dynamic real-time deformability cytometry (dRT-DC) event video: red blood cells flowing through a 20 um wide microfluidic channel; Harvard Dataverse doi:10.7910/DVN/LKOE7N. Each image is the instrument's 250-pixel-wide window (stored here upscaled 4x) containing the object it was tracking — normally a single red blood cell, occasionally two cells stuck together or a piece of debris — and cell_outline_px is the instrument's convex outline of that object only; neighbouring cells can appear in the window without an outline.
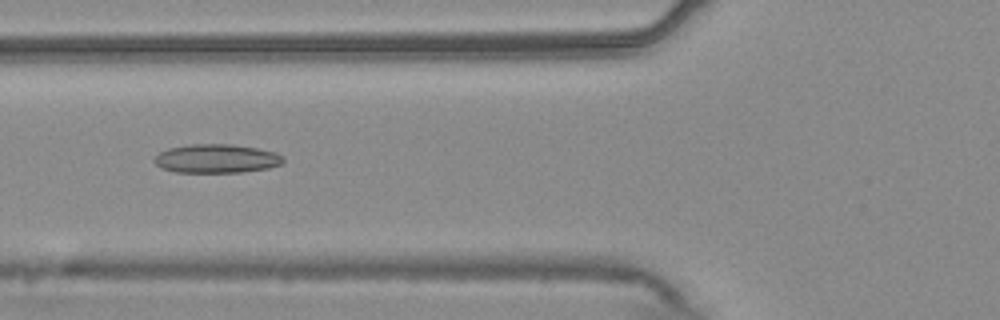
{"species": "common noctule bat (a hibernating species)", "species_latin": "Nyctalus noctula", "temperature_condition": "warm", "stored_images_in_passage": 54, "camera_frame_rate_fps": 3000, "um_per_image_px": 0.085, "animal": {"sex": "male", "body_mass_g": 20.4}, "frame": {"image": 1, "passage_image": 21, "time_ms": 6.667, "image_size_px": [1000, 320], "cell_outline_px": [[284, 160], [280, 164], [268, 168], [240, 172], [176, 172], [160, 168], [152, 160], [160, 152], [168, 148], [188, 144], [232, 144], [256, 148], [276, 152], [284, 156]], "centroid_in_image_um": [18.38, 13.47], "position_along_channel_um": 107.4, "area_um2": 21.68}}
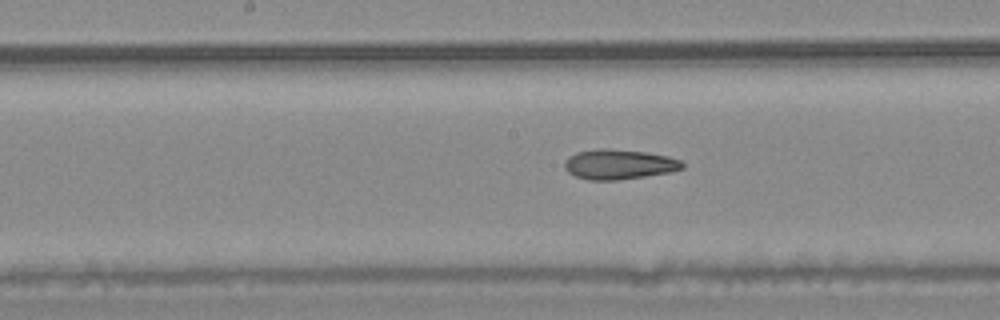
{"frame": {"image": 2, "passage_image": 28, "time_ms": 9.0, "image_size_px": [1000, 320], "cell_outline_px": [[684, 168], [672, 172], [616, 180], [588, 180], [576, 176], [568, 172], [564, 168], [564, 164], [568, 156], [576, 152], [600, 148], [608, 148], [644, 152], [668, 156], [680, 160], [684, 164]], "centroid_in_image_um": [52.6, 13.96], "position_along_channel_um": 195.6, "area_um2": 20.58}}
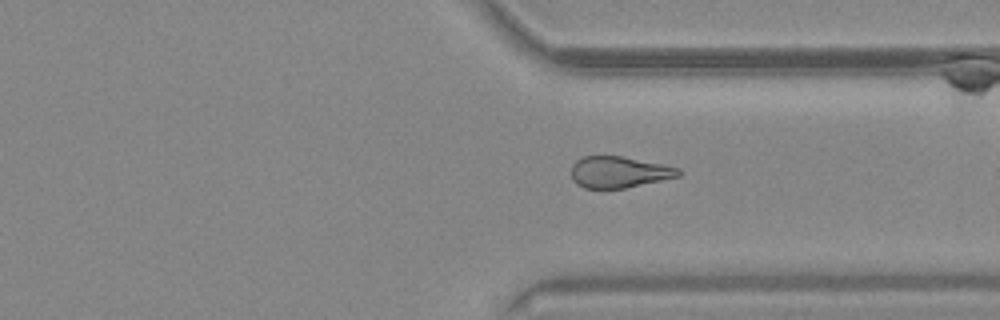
{"frame": {"image": 3, "passage_image": 41, "time_ms": 13.333, "image_size_px": [1000, 320], "cell_outline_px": [[684, 172], [680, 176], [624, 188], [584, 188], [576, 184], [572, 180], [572, 164], [576, 160], [584, 156], [624, 156], [680, 168]], "centroid_in_image_um": [52.62, 14.62], "position_along_channel_um": 358.8, "area_um2": 19.65}, "authors_computed_cell_mechanics": {"area_um2": 21.3571, "velocity_mm_per_s": 3.7599, "shape_relaxation_time_tau1_ms": 11.0534, "shape_relaxation_time_tau2_ms": 7.9824, "deformation_change_tau1": 0.1955, "deformation_change_tau2": 0.2097}}